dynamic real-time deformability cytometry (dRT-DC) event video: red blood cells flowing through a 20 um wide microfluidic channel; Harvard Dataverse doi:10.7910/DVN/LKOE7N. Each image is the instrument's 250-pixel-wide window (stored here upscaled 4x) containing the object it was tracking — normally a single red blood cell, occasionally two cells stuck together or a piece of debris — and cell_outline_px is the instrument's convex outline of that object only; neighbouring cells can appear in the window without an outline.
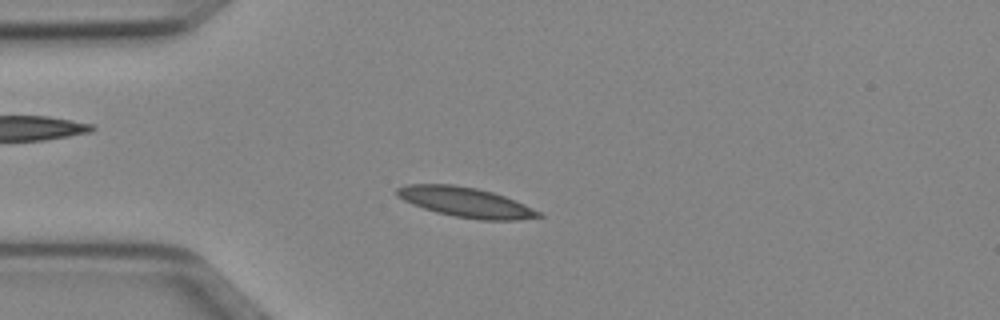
{"species": "Egyptian fruit bat (a non-hibernating species)", "species_latin": "Rousettus aegyptiacus", "temperature_condition": "cold", "stored_images_in_passage": 50, "camera_frame_rate_fps": 3000, "um_per_image_px": 0.085, "animal": {"sex": "female"}, "frame": {"image": 1, "passage_image": 12, "time_ms": 3.667, "image_size_px": [1000, 320], "cell_outline_px": [[544, 216], [516, 220], [480, 220], [456, 216], [436, 212], [412, 204], [396, 196], [396, 188], [408, 184], [452, 184], [476, 188], [492, 192], [516, 200], [540, 212]], "centroid_in_image_um": [39.57, 17.18], "position_along_channel_um": 45.4, "area_um2": 24.51}}
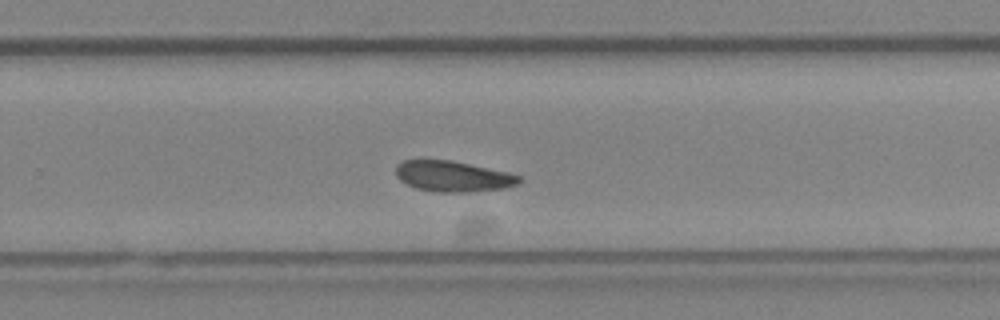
{"frame": {"image": 2, "passage_image": 32, "time_ms": 10.333, "image_size_px": [1000, 320], "cell_outline_px": [[520, 184], [504, 188], [472, 192], [436, 192], [416, 188], [400, 180], [396, 176], [396, 164], [400, 160], [452, 160], [508, 172], [520, 176]], "centroid_in_image_um": [38.5, 14.98], "position_along_channel_um": 291.3, "area_um2": 22.2}}
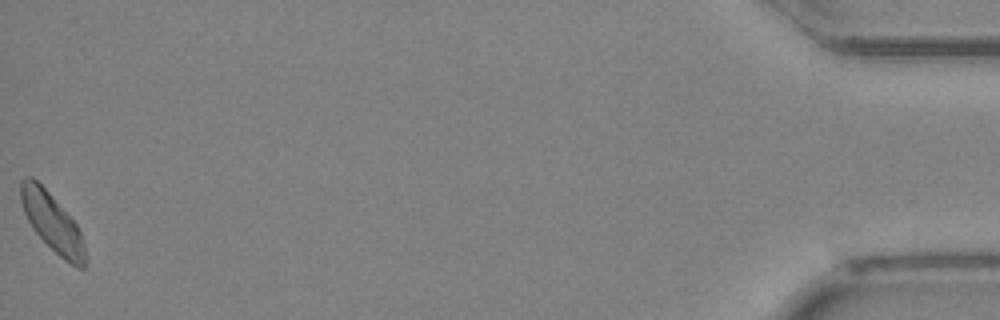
{"frame": {"image": 3, "passage_image": 50, "time_ms": 16.333, "image_size_px": [1000, 320], "cell_outline_px": [[84, 268], [76, 268], [64, 260], [32, 228], [24, 212], [20, 200], [20, 180], [24, 176], [32, 176], [52, 196], [76, 224], [80, 232], [84, 248]], "centroid_in_image_um": [4.39, 18.87], "position_along_channel_um": 430.8, "area_um2": 21.33}, "authors_computed_cell_mechanics": {"area_um2": 22.3975, "velocity_mm_per_s": 3.9584, "shape_relaxation_time_tau1_ms": null, "shape_relaxation_time_tau2_ms": 10.8817, "deformation_change_tau1": null, "deformation_change_tau2": 0.1779}}